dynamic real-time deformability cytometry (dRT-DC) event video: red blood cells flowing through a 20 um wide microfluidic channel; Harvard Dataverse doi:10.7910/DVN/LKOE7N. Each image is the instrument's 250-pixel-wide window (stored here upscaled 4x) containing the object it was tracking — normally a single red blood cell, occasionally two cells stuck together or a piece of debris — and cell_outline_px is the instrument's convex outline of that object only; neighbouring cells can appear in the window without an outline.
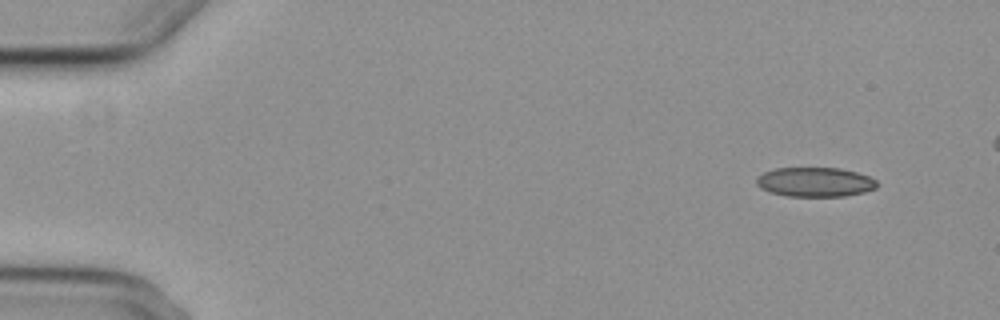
{"species": "common noctule bat (a hibernating species)", "species_latin": "Nyctalus noctula", "temperature_condition": "cold", "stored_images_in_passage": 5, "camera_frame_rate_fps": 3000, "um_per_image_px": 0.085, "animal": {"sex": "female", "body_mass_g": 29.2, "forearm_length_mm": 56.3}, "frame": {"image": 1, "passage_image": 1, "time_ms": 0.0, "image_size_px": [1000, 320], "cell_outline_px": [[876, 188], [864, 192], [844, 196], [788, 196], [768, 192], [760, 188], [756, 184], [756, 176], [764, 172], [776, 168], [840, 168], [856, 172], [868, 176], [876, 180]], "centroid_in_image_um": [69.24, 15.47], "position_along_channel_um": 15.8, "area_um2": 20.69}}